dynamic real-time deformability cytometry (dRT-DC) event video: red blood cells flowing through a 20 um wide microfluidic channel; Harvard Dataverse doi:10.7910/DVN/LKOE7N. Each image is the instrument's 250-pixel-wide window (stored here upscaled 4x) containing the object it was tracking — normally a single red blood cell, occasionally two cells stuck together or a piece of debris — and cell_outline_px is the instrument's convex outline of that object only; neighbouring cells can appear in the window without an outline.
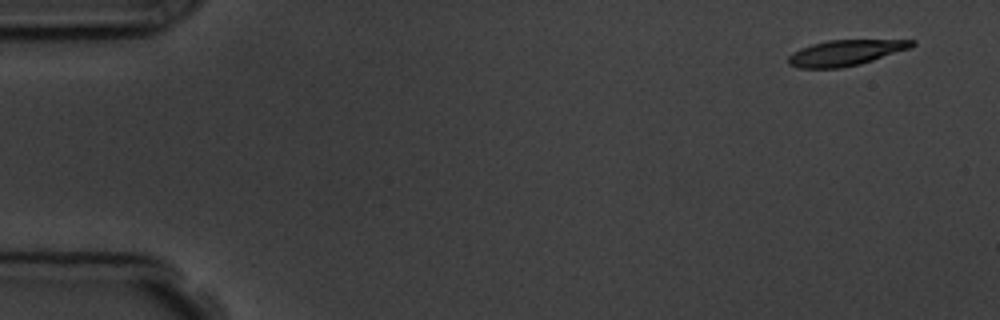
{"species": "common noctule bat (a hibernating species)", "species_latin": "Nyctalus noctula", "temperature_condition": "room temperature", "stored_images_in_passage": 5, "camera_frame_rate_fps": 3000, "um_per_image_px": 0.085, "animal": {"sex": "male", "body_mass_g": 19.5, "forearm_length_mm": 54.6}, "frame": {"image": 1, "passage_image": 1, "time_ms": 0.0, "image_size_px": [1000, 320], "cell_outline_px": [[916, 44], [908, 48], [860, 64], [840, 68], [800, 68], [788, 64], [788, 56], [800, 48], [812, 44], [828, 40], [916, 40]], "centroid_in_image_um": [71.82, 4.48], "position_along_channel_um": 13.2, "area_um2": 18.21}}
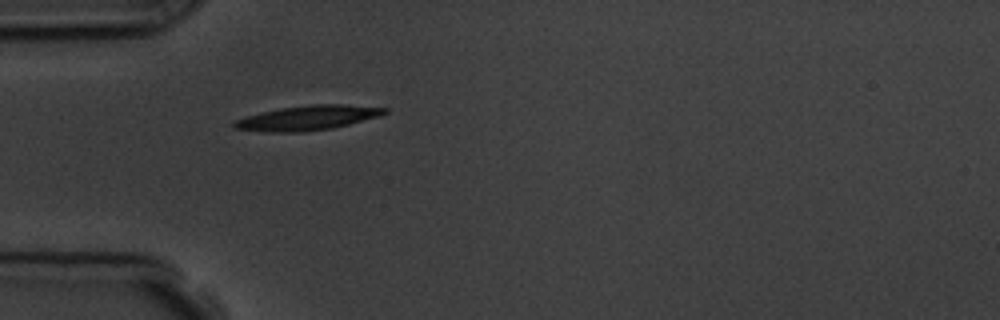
{"frame": {"image": 2, "passage_image": 5, "time_ms": 4.333, "image_size_px": [1000, 320], "cell_outline_px": [[388, 112], [380, 116], [332, 128], [304, 132], [268, 132], [232, 128], [232, 124], [236, 120], [248, 116], [280, 108], [312, 104], [344, 104], [388, 108]], "centroid_in_image_um": [26.18, 10.02], "position_along_channel_um": 58.8, "area_um2": 21.44}}